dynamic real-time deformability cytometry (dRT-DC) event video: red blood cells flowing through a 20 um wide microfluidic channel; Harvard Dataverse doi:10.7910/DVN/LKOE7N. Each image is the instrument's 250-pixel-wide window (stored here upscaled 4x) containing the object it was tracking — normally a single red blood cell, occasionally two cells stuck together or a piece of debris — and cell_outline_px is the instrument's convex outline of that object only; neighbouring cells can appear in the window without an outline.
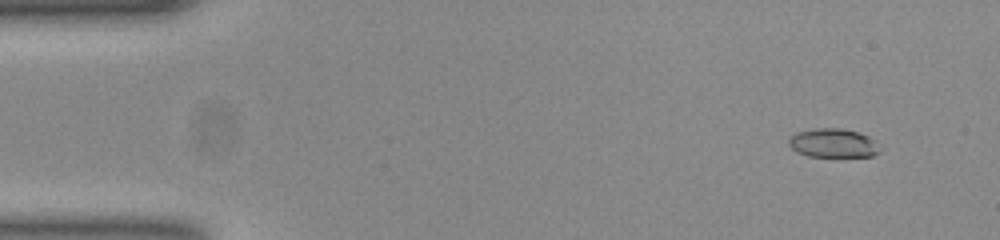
{"species": "common noctule bat (a hibernating species)", "species_latin": "Nyctalus noctula", "temperature_condition": "room temperature", "stored_images_in_passage": 53, "camera_frame_rate_fps": 3000, "um_per_image_px": 0.085, "animal": {"sex": "female", "body_mass_g": 23.0, "forearm_length_mm": 53.4}, "frame": {"image": 1, "passage_image": 5, "time_ms": 1.333, "image_size_px": [1000, 240], "cell_outline_px": [[880, 152], [872, 156], [808, 156], [796, 152], [788, 144], [788, 136], [796, 132], [812, 128], [840, 128], [856, 132], [868, 136], [876, 140]], "centroid_in_image_um": [70.77, 12.15], "position_along_channel_um": 14.2, "area_um2": 15.43}}
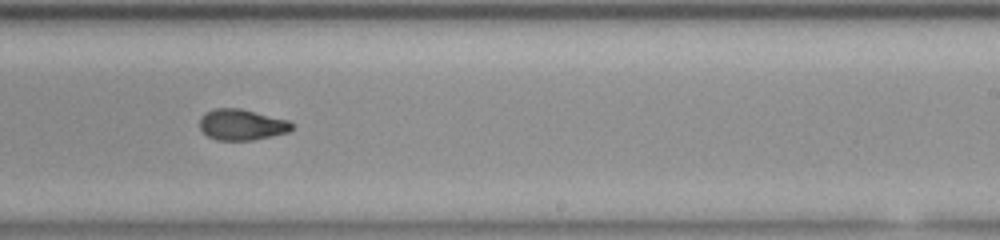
{"frame": {"image": 2, "passage_image": 33, "time_ms": 10.667, "image_size_px": [1000, 240], "cell_outline_px": [[292, 128], [288, 132], [252, 140], [216, 140], [208, 136], [200, 128], [200, 116], [204, 112], [212, 108], [240, 108], [288, 120], [292, 124]], "centroid_in_image_um": [20.5, 10.58], "position_along_channel_um": 268.5, "area_um2": 16.59}}
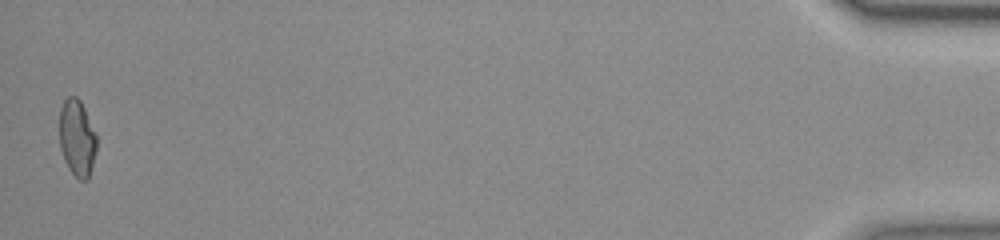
{"frame": {"image": 3, "passage_image": 53, "time_ms": 17.333, "image_size_px": [1000, 240], "cell_outline_px": [[96, 152], [88, 180], [80, 180], [68, 168], [64, 160], [60, 148], [60, 108], [64, 100], [68, 96], [76, 96], [80, 100], [96, 132]], "centroid_in_image_um": [6.55, 11.72], "position_along_channel_um": 428.6, "area_um2": 16.65}, "authors_computed_cell_mechanics": {"area_um2": 16.7042, "velocity_mm_per_s": 3.8882, "shape_relaxation_time_tau1_ms": 6.169, "shape_relaxation_time_tau2_ms": 1.5049, "deformation_change_tau1": 0.2113, "deformation_change_tau2": 0.0613}}